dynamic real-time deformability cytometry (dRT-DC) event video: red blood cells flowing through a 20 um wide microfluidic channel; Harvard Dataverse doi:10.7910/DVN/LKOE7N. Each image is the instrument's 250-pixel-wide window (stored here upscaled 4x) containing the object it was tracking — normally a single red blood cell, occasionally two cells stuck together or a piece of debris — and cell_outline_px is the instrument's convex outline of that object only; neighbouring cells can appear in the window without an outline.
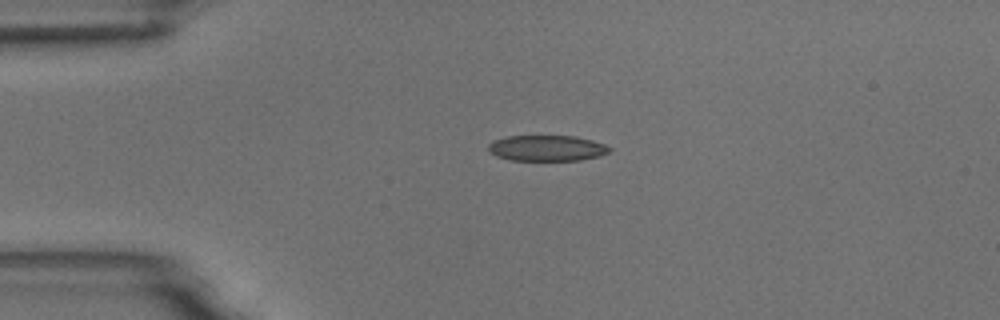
{"species": "common noctule bat (a hibernating species)", "species_latin": "Nyctalus noctula", "temperature_condition": "room temperature", "stored_images_in_passage": 1, "camera_frame_rate_fps": 3000, "um_per_image_px": 0.085, "animal": {"sex": "male", "body_mass_g": 18.8}, "frame": {"image": 1, "passage_image": 1, "time_ms": 0.0, "image_size_px": [1000, 320], "cell_outline_px": [[612, 148], [608, 152], [600, 156], [580, 160], [512, 160], [496, 156], [488, 152], [488, 144], [492, 140], [508, 136], [576, 136], [592, 140], [604, 144]], "centroid_in_image_um": [46.46, 12.59], "position_along_channel_um": 38.5, "area_um2": 18.26}}